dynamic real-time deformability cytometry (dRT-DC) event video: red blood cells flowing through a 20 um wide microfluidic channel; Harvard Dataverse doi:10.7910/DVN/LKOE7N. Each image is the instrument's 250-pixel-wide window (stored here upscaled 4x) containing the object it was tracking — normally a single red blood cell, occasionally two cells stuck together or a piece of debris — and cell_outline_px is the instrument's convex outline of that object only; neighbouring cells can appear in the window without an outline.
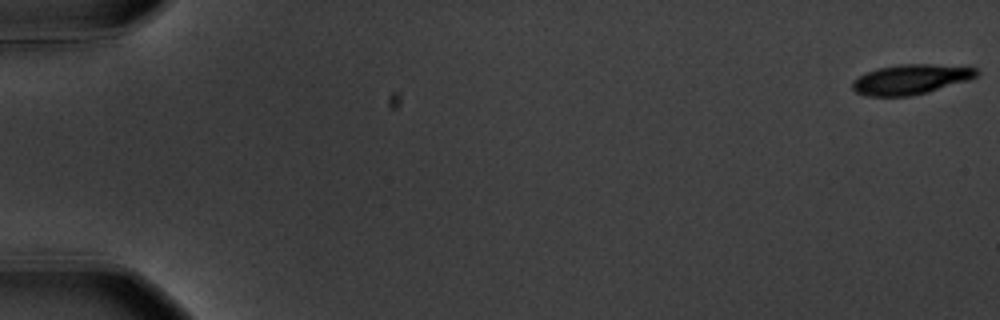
{"species": "common noctule bat (a hibernating species)", "species_latin": "Nyctalus noctula", "temperature_condition": "warm", "stored_images_in_passage": 58, "camera_frame_rate_fps": 3000, "um_per_image_px": 0.085, "animal": {"sex": "male", "body_mass_g": 20.1, "forearm_length_mm": 53.5}, "frame": {"image": 1, "passage_image": 1, "time_ms": 0.0, "image_size_px": [1000, 320], "cell_outline_px": [[980, 72], [976, 76], [968, 80], [928, 92], [908, 96], [864, 96], [856, 92], [852, 88], [852, 80], [868, 72], [880, 68], [900, 64], [928, 64], [976, 68]], "centroid_in_image_um": [77.39, 6.75], "position_along_channel_um": 7.6, "area_um2": 21.39}}
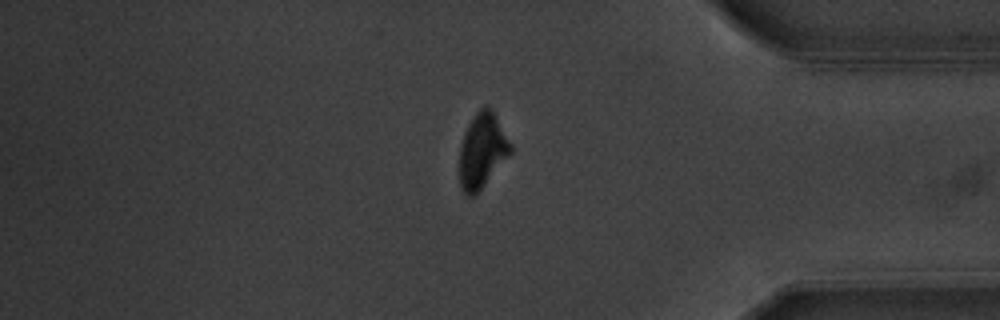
{"frame": {"image": 2, "passage_image": 49, "time_ms": 16.0, "image_size_px": [1000, 320], "cell_outline_px": [[512, 152], [484, 184], [472, 196], [468, 196], [460, 188], [460, 144], [464, 132], [468, 124], [476, 112], [480, 108], [492, 108], [512, 144]], "centroid_in_image_um": [40.99, 12.77], "position_along_channel_um": 394.2, "area_um2": 21.96}}
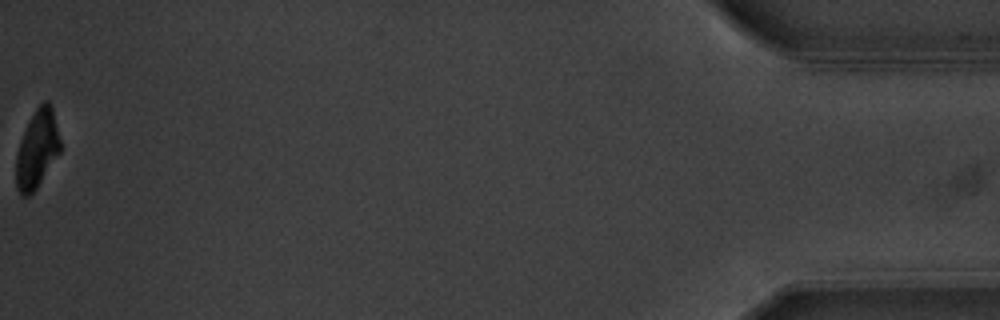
{"frame": {"image": 3, "passage_image": 58, "time_ms": 19.0, "image_size_px": [1000, 320], "cell_outline_px": [[60, 152], [36, 188], [28, 196], [24, 196], [16, 188], [16, 156], [20, 140], [36, 108], [44, 100], [48, 100], [52, 108], [60, 140]], "centroid_in_image_um": [3.15, 12.67], "position_along_channel_um": 432.1, "area_um2": 19.65}, "authors_computed_cell_mechanics": {"area_um2": 22.7732, "velocity_mm_per_s": 3.5855, "shape_relaxation_time_tau1_ms": 2.8411, "shape_relaxation_time_tau2_ms": null, "deformation_change_tau1": 0.1666, "deformation_change_tau2": null}}